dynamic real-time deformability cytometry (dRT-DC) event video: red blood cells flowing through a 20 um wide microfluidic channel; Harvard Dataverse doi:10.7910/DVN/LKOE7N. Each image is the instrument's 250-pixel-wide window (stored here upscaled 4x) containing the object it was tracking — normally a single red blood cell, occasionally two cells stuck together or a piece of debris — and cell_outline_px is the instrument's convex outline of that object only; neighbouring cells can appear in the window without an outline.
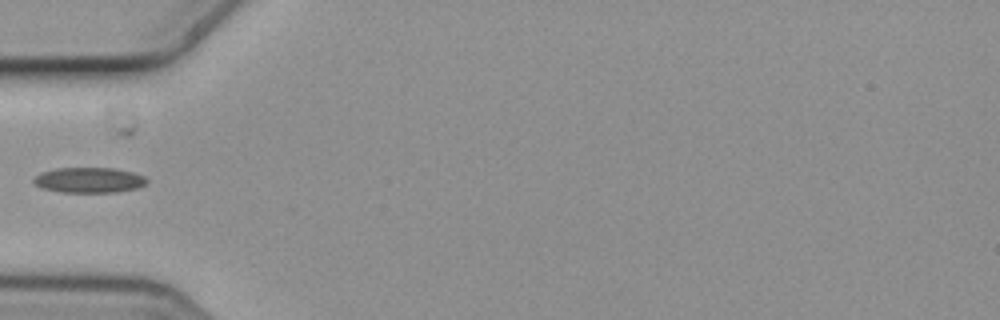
{"species": "common noctule bat (a hibernating species)", "species_latin": "Nyctalus noctula", "temperature_condition": "cold", "stored_images_in_passage": 5, "camera_frame_rate_fps": 3000, "um_per_image_px": 0.085, "animal": {"sex": "female", "body_mass_g": 19.3, "forearm_length_mm": 54.1}, "frame": {"image": 1, "passage_image": 4, "time_ms": 1.0, "image_size_px": [1000, 320], "cell_outline_px": [[148, 180], [144, 184], [136, 188], [116, 192], [60, 192], [40, 188], [32, 180], [36, 176], [44, 172], [56, 168], [112, 168], [132, 172], [144, 176]], "centroid_in_image_um": [7.56, 15.31], "position_along_channel_um": 77.4, "area_um2": 16.53}}
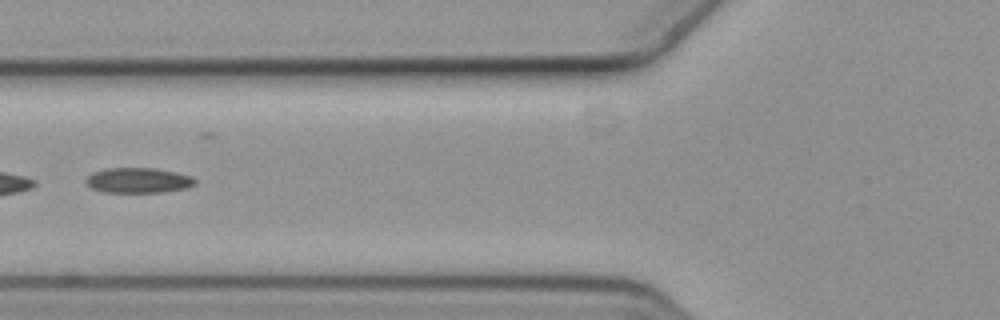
{"frame": {"image": 2, "passage_image": 5, "time_ms": 1.333, "image_size_px": [1000, 320], "cell_outline_px": [[196, 184], [188, 188], [164, 192], [104, 192], [92, 188], [84, 180], [92, 172], [108, 168], [156, 168], [176, 172], [192, 176], [196, 180]], "centroid_in_image_um": [11.79, 15.33], "position_along_channel_um": 114.0, "area_um2": 16.13}}